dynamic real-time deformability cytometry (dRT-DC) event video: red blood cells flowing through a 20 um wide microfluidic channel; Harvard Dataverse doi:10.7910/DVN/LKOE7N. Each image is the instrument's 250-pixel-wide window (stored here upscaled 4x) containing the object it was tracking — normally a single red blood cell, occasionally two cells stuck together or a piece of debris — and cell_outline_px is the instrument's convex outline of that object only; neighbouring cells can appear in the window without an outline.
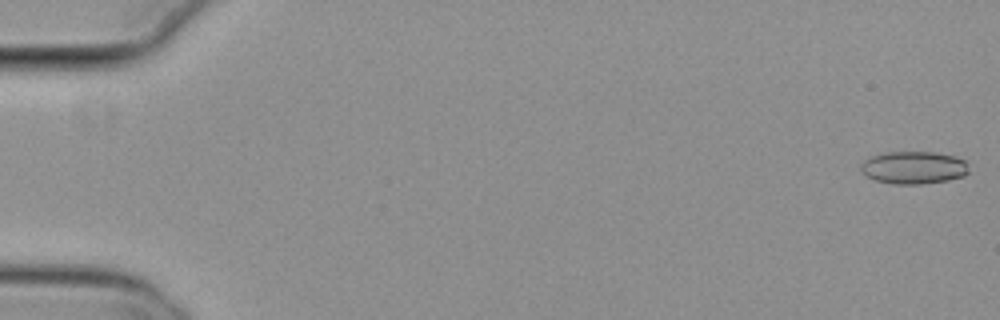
{"species": "common noctule bat (a hibernating species)", "species_latin": "Nyctalus noctula", "temperature_condition": "cold", "stored_images_in_passage": 51, "camera_frame_rate_fps": 3000, "um_per_image_px": 0.085, "animal": {"sex": "female", "body_mass_g": 29.2, "forearm_length_mm": 56.3}, "frame": {"image": 1, "passage_image": 1, "time_ms": 0.0, "image_size_px": [1000, 320], "cell_outline_px": [[968, 172], [964, 176], [948, 180], [920, 184], [892, 184], [876, 180], [868, 176], [860, 168], [860, 164], [864, 160], [872, 156], [884, 152], [936, 152], [956, 156], [964, 160], [968, 164]], "centroid_in_image_um": [77.69, 14.24], "position_along_channel_um": 7.3, "area_um2": 20.58}}
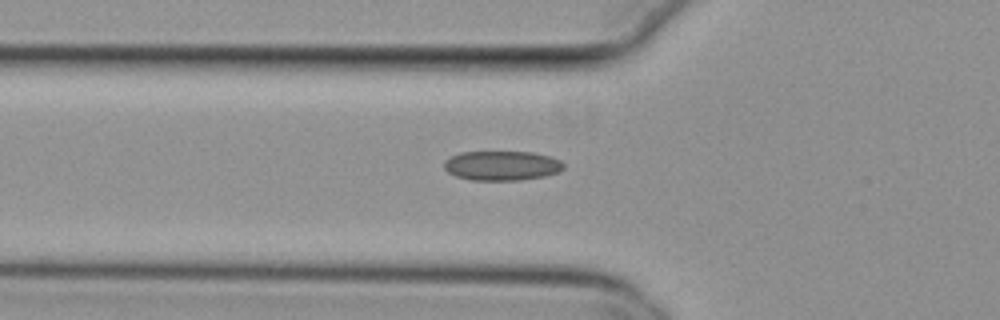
{"frame": {"image": 2, "passage_image": 20, "time_ms": 6.333, "image_size_px": [1000, 320], "cell_outline_px": [[564, 168], [560, 172], [544, 176], [520, 180], [472, 180], [456, 176], [448, 172], [444, 168], [444, 160], [460, 152], [532, 152], [548, 156], [560, 160], [564, 164]], "centroid_in_image_um": [42.66, 14.08], "position_along_channel_um": 83.1, "area_um2": 20.58}}
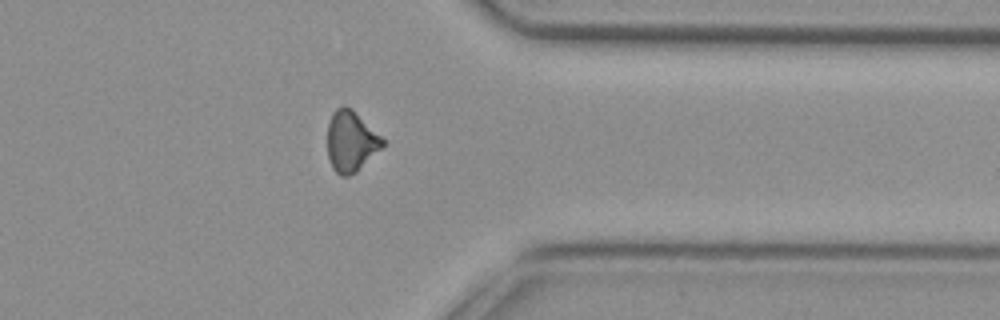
{"frame": {"image": 3, "passage_image": 44, "time_ms": 14.333, "image_size_px": [1000, 320], "cell_outline_px": [[384, 144], [356, 172], [348, 176], [340, 176], [332, 168], [328, 156], [328, 124], [332, 112], [336, 108], [344, 104], [352, 108], [384, 140]], "centroid_in_image_um": [29.79, 11.99], "position_along_channel_um": 381.6, "area_um2": 19.31}}